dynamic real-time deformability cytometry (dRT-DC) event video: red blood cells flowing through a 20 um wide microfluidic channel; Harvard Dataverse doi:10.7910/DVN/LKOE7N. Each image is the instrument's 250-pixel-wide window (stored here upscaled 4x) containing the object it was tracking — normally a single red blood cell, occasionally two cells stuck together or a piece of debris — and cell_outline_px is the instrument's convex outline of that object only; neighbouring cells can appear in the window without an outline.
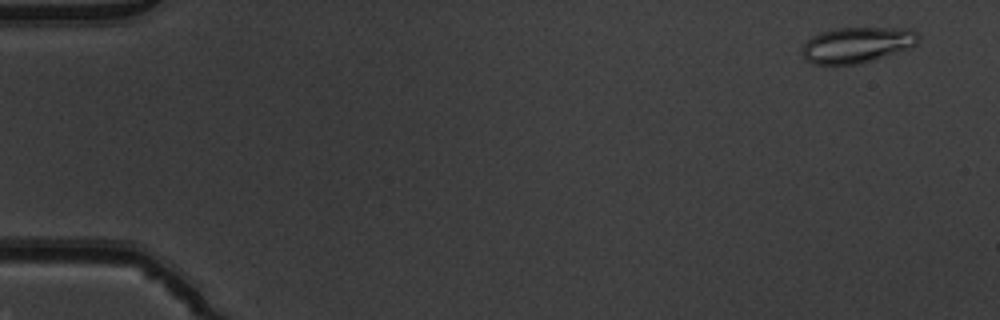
{"species": "common noctule bat (a hibernating species)", "species_latin": "Nyctalus noctula", "temperature_condition": "warm", "stored_images_in_passage": 52, "camera_frame_rate_fps": 3000, "um_per_image_px": 0.085, "animal": {"sex": "male", "body_mass_g": 19.5, "forearm_length_mm": 54.6}, "frame": {"image": 1, "passage_image": 3, "time_ms": 0.667, "image_size_px": [1000, 320], "cell_outline_px": [[920, 36], [916, 44], [908, 48], [860, 64], [812, 64], [800, 52], [800, 48], [812, 36], [820, 32], [836, 28], [908, 28], [916, 32]], "centroid_in_image_um": [72.82, 3.81], "position_along_channel_um": 12.2, "area_um2": 24.1}}
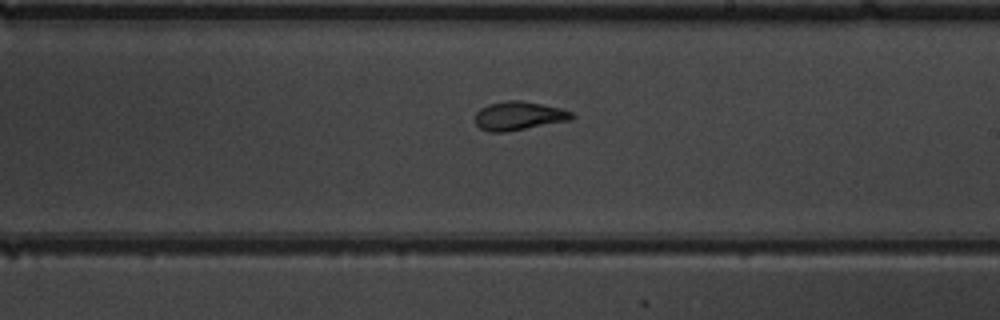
{"frame": {"image": 2, "passage_image": 31, "time_ms": 10.0, "image_size_px": [1000, 320], "cell_outline_px": [[576, 116], [572, 120], [508, 132], [488, 132], [480, 128], [476, 124], [476, 112], [480, 108], [488, 104], [508, 100], [520, 100], [560, 108], [572, 112]], "centroid_in_image_um": [44.11, 9.86], "position_along_channel_um": 244.9, "area_um2": 16.3}}
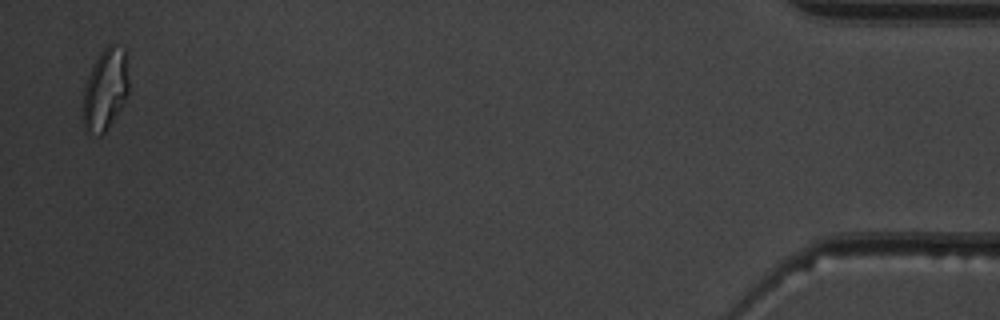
{"frame": {"image": 3, "passage_image": 51, "time_ms": 16.667, "image_size_px": [1000, 320], "cell_outline_px": [[128, 92], [124, 100], [104, 132], [100, 136], [96, 136], [84, 132], [80, 120], [80, 108], [84, 88], [88, 76], [100, 52], [108, 44], [112, 44], [124, 48], [128, 80]], "centroid_in_image_um": [8.86, 7.68], "position_along_channel_um": 426.3, "area_um2": 21.96}, "authors_computed_cell_mechanics": {"area_um2": 17.4845, "velocity_mm_per_s": 3.9549, "shape_relaxation_time_tau1_ms": 4.7152, "shape_relaxation_time_tau2_ms": 1.1866, "deformation_change_tau1": 0.2053, "deformation_change_tau2": 0.0922}}